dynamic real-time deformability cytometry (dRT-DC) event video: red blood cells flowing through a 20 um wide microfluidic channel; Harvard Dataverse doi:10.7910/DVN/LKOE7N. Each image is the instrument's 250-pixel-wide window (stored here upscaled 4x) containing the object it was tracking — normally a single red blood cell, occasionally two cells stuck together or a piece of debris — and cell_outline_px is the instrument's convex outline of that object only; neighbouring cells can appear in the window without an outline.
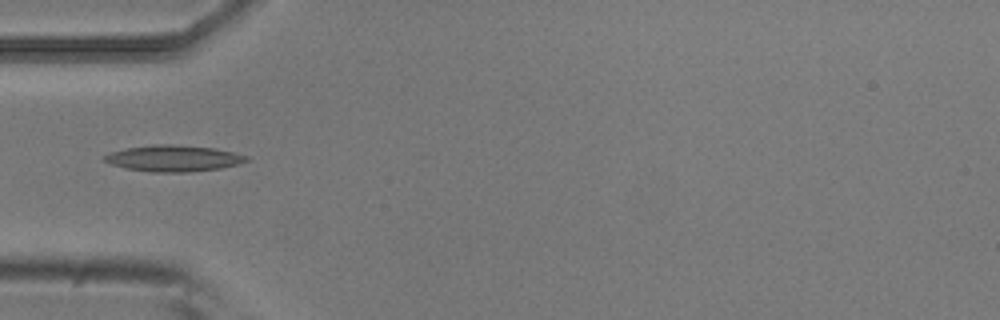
{"species": "common noctule bat (a hibernating species)", "species_latin": "Nyctalus noctula", "temperature_condition": "room temperature", "stored_images_in_passage": 5, "camera_frame_rate_fps": 3000, "um_per_image_px": 0.085, "animal": {"sex": "male", "body_mass_g": 20.5, "forearm_length_mm": 52.5}, "frame": {"image": 1, "passage_image": 5, "time_ms": 1.333, "image_size_px": [1000, 320], "cell_outline_px": [[248, 160], [236, 164], [220, 168], [188, 172], [152, 172], [124, 168], [100, 160], [104, 156], [112, 152], [128, 148], [152, 144], [172, 144], [216, 148], [248, 156]], "centroid_in_image_um": [14.71, 13.45], "position_along_channel_um": 70.3, "area_um2": 21.62}}